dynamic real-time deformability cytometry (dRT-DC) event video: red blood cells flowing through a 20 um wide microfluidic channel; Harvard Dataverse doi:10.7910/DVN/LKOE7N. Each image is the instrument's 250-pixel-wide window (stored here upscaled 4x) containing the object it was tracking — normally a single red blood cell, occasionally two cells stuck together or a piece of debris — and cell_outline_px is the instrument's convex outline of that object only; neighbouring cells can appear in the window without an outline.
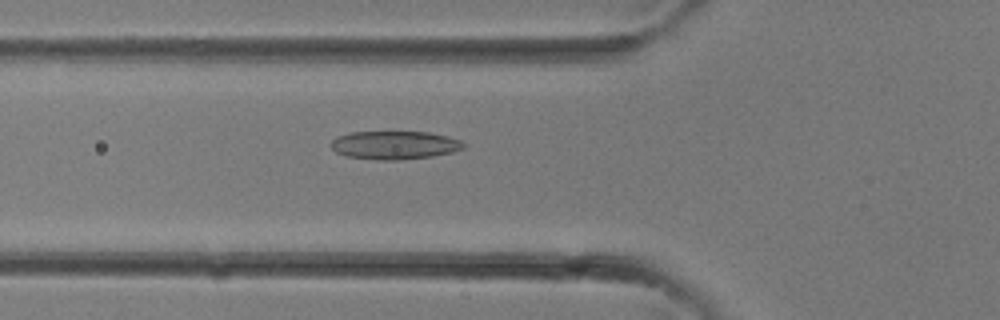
{"species": "common noctule bat (a hibernating species)", "species_latin": "Nyctalus noctula", "temperature_condition": "room temperature", "stored_images_in_passage": 33, "camera_frame_rate_fps": 3000, "um_per_image_px": 0.085, "animal": {"sex": "female"}, "frame": {"image": 1, "passage_image": 12, "time_ms": 3.667, "image_size_px": [1000, 320], "cell_outline_px": [[468, 144], [464, 148], [452, 152], [432, 156], [400, 160], [376, 160], [344, 156], [336, 152], [328, 144], [336, 136], [352, 132], [428, 132], [448, 136], [460, 140]], "centroid_in_image_um": [33.52, 12.34], "position_along_channel_um": 92.3, "area_um2": 22.14}}
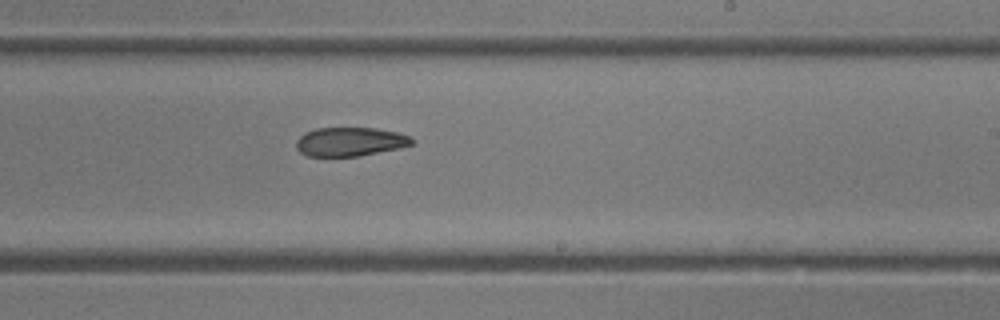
{"frame": {"image": 2, "passage_image": 20, "time_ms": 6.333, "image_size_px": [1000, 320], "cell_outline_px": [[416, 144], [400, 148], [360, 156], [308, 156], [300, 152], [296, 148], [296, 140], [304, 132], [316, 128], [376, 128], [400, 132], [412, 136], [416, 140]], "centroid_in_image_um": [29.83, 12.04], "position_along_channel_um": 259.2, "area_um2": 19.88}}
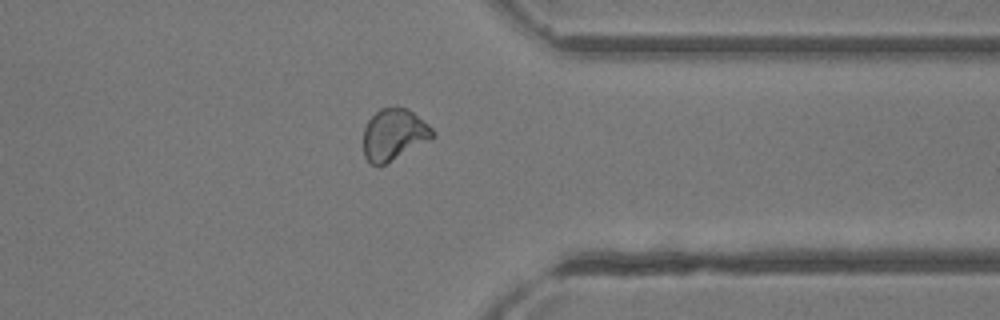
{"frame": {"image": 3, "passage_image": 26, "time_ms": 8.333, "image_size_px": [1000, 320], "cell_outline_px": [[436, 136], [384, 164], [372, 164], [364, 156], [364, 128], [368, 120], [380, 108], [396, 104], [408, 108], [428, 124], [436, 132]], "centroid_in_image_um": [33.49, 11.37], "position_along_channel_um": 377.9, "area_um2": 20.75}}